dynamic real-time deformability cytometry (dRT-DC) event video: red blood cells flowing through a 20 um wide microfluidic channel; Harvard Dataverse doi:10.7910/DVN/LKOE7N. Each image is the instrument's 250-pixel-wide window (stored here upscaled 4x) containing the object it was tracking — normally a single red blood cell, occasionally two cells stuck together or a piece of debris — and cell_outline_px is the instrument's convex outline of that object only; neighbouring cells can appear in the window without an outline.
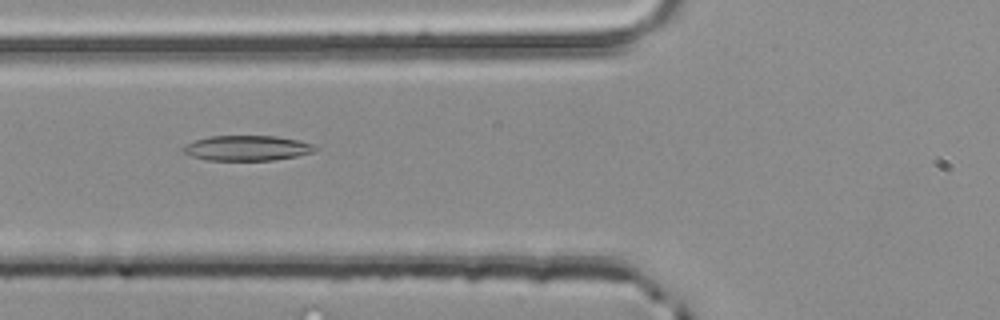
{"species": "common noctule bat (a hibernating species)", "species_latin": "Nyctalus noctula", "temperature_condition": "room temperature", "stored_images_in_passage": 43, "camera_frame_rate_fps": 3000, "um_per_image_px": 0.085, "animal": {"sex": "male", "body_mass_g": 20.4}, "frame": {"image": 1, "passage_image": 11, "time_ms": 3.333, "image_size_px": [1000, 320], "cell_outline_px": [[320, 148], [312, 152], [296, 156], [272, 160], [208, 160], [192, 156], [184, 152], [184, 144], [208, 136], [276, 136], [316, 144]], "centroid_in_image_um": [21.03, 12.58], "position_along_channel_um": 104.8, "area_um2": 19.25}}
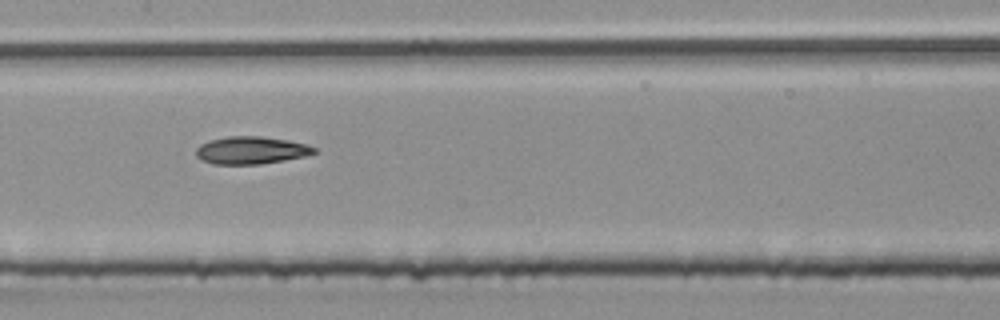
{"frame": {"image": 2, "passage_image": 17, "time_ms": 5.333, "image_size_px": [1000, 320], "cell_outline_px": [[316, 152], [304, 156], [284, 160], [260, 164], [212, 164], [196, 156], [196, 148], [200, 144], [208, 140], [228, 136], [260, 136], [288, 140], [304, 144], [316, 148]], "centroid_in_image_um": [21.31, 12.77], "position_along_channel_um": 186.1, "area_um2": 18.84}}
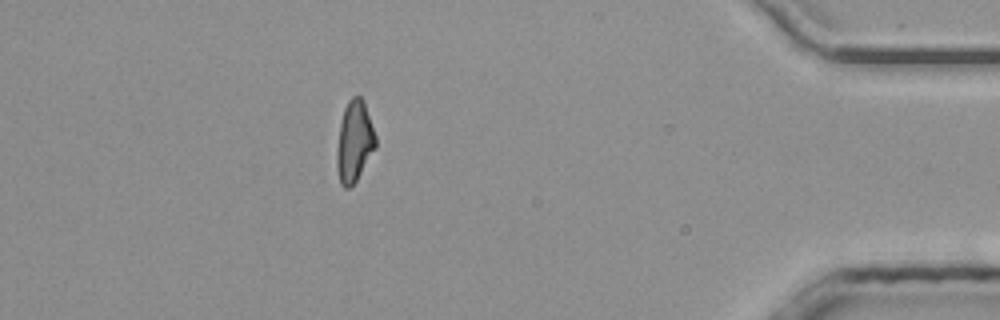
{"frame": {"image": 3, "passage_image": 37, "time_ms": 12.0, "image_size_px": [1000, 320], "cell_outline_px": [[376, 148], [356, 180], [348, 188], [344, 188], [340, 184], [336, 168], [336, 152], [340, 124], [344, 108], [348, 100], [352, 96], [360, 96], [364, 100], [376, 136]], "centroid_in_image_um": [30.11, 12.02], "position_along_channel_um": 405.1, "area_um2": 18.44}, "authors_computed_cell_mechanics": {"area_um2": 18.6694, "velocity_mm_per_s": 4.036, "shape_relaxation_time_tau1_ms": 9.2434, "shape_relaxation_time_tau2_ms": 4.5272, "deformation_change_tau1": 0.2157, "deformation_change_tau2": 0.1398}}